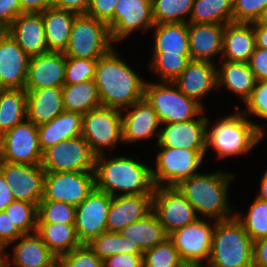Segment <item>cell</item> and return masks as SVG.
Wrapping results in <instances>:
<instances>
[{"label": "cell", "mask_w": 267, "mask_h": 267, "mask_svg": "<svg viewBox=\"0 0 267 267\" xmlns=\"http://www.w3.org/2000/svg\"><path fill=\"white\" fill-rule=\"evenodd\" d=\"M37 211L38 207L30 202L23 200H14L6 208L5 212L13 224L23 234H31L37 229Z\"/></svg>", "instance_id": "cell-44"}, {"label": "cell", "mask_w": 267, "mask_h": 267, "mask_svg": "<svg viewBox=\"0 0 267 267\" xmlns=\"http://www.w3.org/2000/svg\"><path fill=\"white\" fill-rule=\"evenodd\" d=\"M0 147L3 162L41 165L38 126L27 118L0 136Z\"/></svg>", "instance_id": "cell-11"}, {"label": "cell", "mask_w": 267, "mask_h": 267, "mask_svg": "<svg viewBox=\"0 0 267 267\" xmlns=\"http://www.w3.org/2000/svg\"><path fill=\"white\" fill-rule=\"evenodd\" d=\"M235 217L254 241L267 237V201L256 197L246 215L235 213Z\"/></svg>", "instance_id": "cell-41"}, {"label": "cell", "mask_w": 267, "mask_h": 267, "mask_svg": "<svg viewBox=\"0 0 267 267\" xmlns=\"http://www.w3.org/2000/svg\"><path fill=\"white\" fill-rule=\"evenodd\" d=\"M256 37V47L267 49V27L253 23Z\"/></svg>", "instance_id": "cell-58"}, {"label": "cell", "mask_w": 267, "mask_h": 267, "mask_svg": "<svg viewBox=\"0 0 267 267\" xmlns=\"http://www.w3.org/2000/svg\"><path fill=\"white\" fill-rule=\"evenodd\" d=\"M153 212L167 235L200 218L194 207L176 186L155 187Z\"/></svg>", "instance_id": "cell-12"}, {"label": "cell", "mask_w": 267, "mask_h": 267, "mask_svg": "<svg viewBox=\"0 0 267 267\" xmlns=\"http://www.w3.org/2000/svg\"><path fill=\"white\" fill-rule=\"evenodd\" d=\"M24 13L19 0H0V22L8 29L13 21Z\"/></svg>", "instance_id": "cell-53"}, {"label": "cell", "mask_w": 267, "mask_h": 267, "mask_svg": "<svg viewBox=\"0 0 267 267\" xmlns=\"http://www.w3.org/2000/svg\"><path fill=\"white\" fill-rule=\"evenodd\" d=\"M246 109L242 113L247 117L254 114L258 118L267 119V80L256 81L250 98L245 102Z\"/></svg>", "instance_id": "cell-48"}, {"label": "cell", "mask_w": 267, "mask_h": 267, "mask_svg": "<svg viewBox=\"0 0 267 267\" xmlns=\"http://www.w3.org/2000/svg\"><path fill=\"white\" fill-rule=\"evenodd\" d=\"M36 233L58 258L82 245L77 237L75 224L37 223Z\"/></svg>", "instance_id": "cell-34"}, {"label": "cell", "mask_w": 267, "mask_h": 267, "mask_svg": "<svg viewBox=\"0 0 267 267\" xmlns=\"http://www.w3.org/2000/svg\"><path fill=\"white\" fill-rule=\"evenodd\" d=\"M106 158L105 154L95 158V188L110 196L154 193L151 167L123 156Z\"/></svg>", "instance_id": "cell-2"}, {"label": "cell", "mask_w": 267, "mask_h": 267, "mask_svg": "<svg viewBox=\"0 0 267 267\" xmlns=\"http://www.w3.org/2000/svg\"><path fill=\"white\" fill-rule=\"evenodd\" d=\"M153 211V194L112 196L107 215V231L119 232Z\"/></svg>", "instance_id": "cell-21"}, {"label": "cell", "mask_w": 267, "mask_h": 267, "mask_svg": "<svg viewBox=\"0 0 267 267\" xmlns=\"http://www.w3.org/2000/svg\"><path fill=\"white\" fill-rule=\"evenodd\" d=\"M144 98L155 110L161 124L186 122L198 117L204 110V106L187 97L171 81H146Z\"/></svg>", "instance_id": "cell-6"}, {"label": "cell", "mask_w": 267, "mask_h": 267, "mask_svg": "<svg viewBox=\"0 0 267 267\" xmlns=\"http://www.w3.org/2000/svg\"><path fill=\"white\" fill-rule=\"evenodd\" d=\"M112 43L107 23L87 14H77L63 53L66 57L99 59L113 48Z\"/></svg>", "instance_id": "cell-7"}, {"label": "cell", "mask_w": 267, "mask_h": 267, "mask_svg": "<svg viewBox=\"0 0 267 267\" xmlns=\"http://www.w3.org/2000/svg\"><path fill=\"white\" fill-rule=\"evenodd\" d=\"M151 2L155 24L188 23L194 0H151Z\"/></svg>", "instance_id": "cell-39"}, {"label": "cell", "mask_w": 267, "mask_h": 267, "mask_svg": "<svg viewBox=\"0 0 267 267\" xmlns=\"http://www.w3.org/2000/svg\"><path fill=\"white\" fill-rule=\"evenodd\" d=\"M209 119L198 116L186 122L164 123L159 129L156 146L188 149L206 150V130Z\"/></svg>", "instance_id": "cell-17"}, {"label": "cell", "mask_w": 267, "mask_h": 267, "mask_svg": "<svg viewBox=\"0 0 267 267\" xmlns=\"http://www.w3.org/2000/svg\"><path fill=\"white\" fill-rule=\"evenodd\" d=\"M98 59L66 57L64 85L94 80Z\"/></svg>", "instance_id": "cell-45"}, {"label": "cell", "mask_w": 267, "mask_h": 267, "mask_svg": "<svg viewBox=\"0 0 267 267\" xmlns=\"http://www.w3.org/2000/svg\"><path fill=\"white\" fill-rule=\"evenodd\" d=\"M256 48L253 23L225 24L221 58L232 62L248 63Z\"/></svg>", "instance_id": "cell-27"}, {"label": "cell", "mask_w": 267, "mask_h": 267, "mask_svg": "<svg viewBox=\"0 0 267 267\" xmlns=\"http://www.w3.org/2000/svg\"><path fill=\"white\" fill-rule=\"evenodd\" d=\"M267 7V0H233V22L254 23Z\"/></svg>", "instance_id": "cell-47"}, {"label": "cell", "mask_w": 267, "mask_h": 267, "mask_svg": "<svg viewBox=\"0 0 267 267\" xmlns=\"http://www.w3.org/2000/svg\"><path fill=\"white\" fill-rule=\"evenodd\" d=\"M23 233L12 223L5 211H0V245L8 247Z\"/></svg>", "instance_id": "cell-50"}, {"label": "cell", "mask_w": 267, "mask_h": 267, "mask_svg": "<svg viewBox=\"0 0 267 267\" xmlns=\"http://www.w3.org/2000/svg\"><path fill=\"white\" fill-rule=\"evenodd\" d=\"M181 267H190V264L184 263Z\"/></svg>", "instance_id": "cell-64"}, {"label": "cell", "mask_w": 267, "mask_h": 267, "mask_svg": "<svg viewBox=\"0 0 267 267\" xmlns=\"http://www.w3.org/2000/svg\"><path fill=\"white\" fill-rule=\"evenodd\" d=\"M150 69L157 74L159 81H173L187 67L191 55H164V52H153ZM161 79V80H160Z\"/></svg>", "instance_id": "cell-40"}, {"label": "cell", "mask_w": 267, "mask_h": 267, "mask_svg": "<svg viewBox=\"0 0 267 267\" xmlns=\"http://www.w3.org/2000/svg\"><path fill=\"white\" fill-rule=\"evenodd\" d=\"M158 147L161 151L156 157V168L151 169L155 187L177 186L197 174L207 151Z\"/></svg>", "instance_id": "cell-9"}, {"label": "cell", "mask_w": 267, "mask_h": 267, "mask_svg": "<svg viewBox=\"0 0 267 267\" xmlns=\"http://www.w3.org/2000/svg\"><path fill=\"white\" fill-rule=\"evenodd\" d=\"M66 56L63 52L49 51L32 56L29 62L25 90L63 87Z\"/></svg>", "instance_id": "cell-20"}, {"label": "cell", "mask_w": 267, "mask_h": 267, "mask_svg": "<svg viewBox=\"0 0 267 267\" xmlns=\"http://www.w3.org/2000/svg\"><path fill=\"white\" fill-rule=\"evenodd\" d=\"M212 224L213 227L206 219L199 218L168 235L184 263L197 265L204 264L205 260L208 263L215 228V223Z\"/></svg>", "instance_id": "cell-13"}, {"label": "cell", "mask_w": 267, "mask_h": 267, "mask_svg": "<svg viewBox=\"0 0 267 267\" xmlns=\"http://www.w3.org/2000/svg\"><path fill=\"white\" fill-rule=\"evenodd\" d=\"M53 267H61V265L59 263H57L56 265H54Z\"/></svg>", "instance_id": "cell-65"}, {"label": "cell", "mask_w": 267, "mask_h": 267, "mask_svg": "<svg viewBox=\"0 0 267 267\" xmlns=\"http://www.w3.org/2000/svg\"><path fill=\"white\" fill-rule=\"evenodd\" d=\"M104 267H143V255L117 253L104 260Z\"/></svg>", "instance_id": "cell-52"}, {"label": "cell", "mask_w": 267, "mask_h": 267, "mask_svg": "<svg viewBox=\"0 0 267 267\" xmlns=\"http://www.w3.org/2000/svg\"><path fill=\"white\" fill-rule=\"evenodd\" d=\"M0 172L12 188L15 200H23L37 207L43 198L45 171L41 165L0 162Z\"/></svg>", "instance_id": "cell-16"}, {"label": "cell", "mask_w": 267, "mask_h": 267, "mask_svg": "<svg viewBox=\"0 0 267 267\" xmlns=\"http://www.w3.org/2000/svg\"><path fill=\"white\" fill-rule=\"evenodd\" d=\"M183 264L169 238L143 253V267H181Z\"/></svg>", "instance_id": "cell-42"}, {"label": "cell", "mask_w": 267, "mask_h": 267, "mask_svg": "<svg viewBox=\"0 0 267 267\" xmlns=\"http://www.w3.org/2000/svg\"><path fill=\"white\" fill-rule=\"evenodd\" d=\"M24 13H41L52 7V0H19Z\"/></svg>", "instance_id": "cell-56"}, {"label": "cell", "mask_w": 267, "mask_h": 267, "mask_svg": "<svg viewBox=\"0 0 267 267\" xmlns=\"http://www.w3.org/2000/svg\"><path fill=\"white\" fill-rule=\"evenodd\" d=\"M233 22V0H194L188 23Z\"/></svg>", "instance_id": "cell-37"}, {"label": "cell", "mask_w": 267, "mask_h": 267, "mask_svg": "<svg viewBox=\"0 0 267 267\" xmlns=\"http://www.w3.org/2000/svg\"><path fill=\"white\" fill-rule=\"evenodd\" d=\"M254 240L236 217L215 221L208 267H253Z\"/></svg>", "instance_id": "cell-5"}, {"label": "cell", "mask_w": 267, "mask_h": 267, "mask_svg": "<svg viewBox=\"0 0 267 267\" xmlns=\"http://www.w3.org/2000/svg\"><path fill=\"white\" fill-rule=\"evenodd\" d=\"M248 64L257 81L267 80V49L256 47Z\"/></svg>", "instance_id": "cell-51"}, {"label": "cell", "mask_w": 267, "mask_h": 267, "mask_svg": "<svg viewBox=\"0 0 267 267\" xmlns=\"http://www.w3.org/2000/svg\"><path fill=\"white\" fill-rule=\"evenodd\" d=\"M62 95L65 111L84 115L91 109L102 106L94 80L64 85Z\"/></svg>", "instance_id": "cell-36"}, {"label": "cell", "mask_w": 267, "mask_h": 267, "mask_svg": "<svg viewBox=\"0 0 267 267\" xmlns=\"http://www.w3.org/2000/svg\"><path fill=\"white\" fill-rule=\"evenodd\" d=\"M115 50L97 60L94 82L102 106L123 110L144 98L146 81Z\"/></svg>", "instance_id": "cell-1"}, {"label": "cell", "mask_w": 267, "mask_h": 267, "mask_svg": "<svg viewBox=\"0 0 267 267\" xmlns=\"http://www.w3.org/2000/svg\"><path fill=\"white\" fill-rule=\"evenodd\" d=\"M154 25L151 0H118L109 30L112 41L118 42L133 31L142 29L143 32Z\"/></svg>", "instance_id": "cell-18"}, {"label": "cell", "mask_w": 267, "mask_h": 267, "mask_svg": "<svg viewBox=\"0 0 267 267\" xmlns=\"http://www.w3.org/2000/svg\"><path fill=\"white\" fill-rule=\"evenodd\" d=\"M118 0H90L86 14L108 24L114 21V11Z\"/></svg>", "instance_id": "cell-49"}, {"label": "cell", "mask_w": 267, "mask_h": 267, "mask_svg": "<svg viewBox=\"0 0 267 267\" xmlns=\"http://www.w3.org/2000/svg\"><path fill=\"white\" fill-rule=\"evenodd\" d=\"M77 13L48 8L42 12L46 42L49 51L64 52L68 46L71 27Z\"/></svg>", "instance_id": "cell-31"}, {"label": "cell", "mask_w": 267, "mask_h": 267, "mask_svg": "<svg viewBox=\"0 0 267 267\" xmlns=\"http://www.w3.org/2000/svg\"><path fill=\"white\" fill-rule=\"evenodd\" d=\"M112 196L94 188L87 198L76 206L75 230L81 244L107 231V215Z\"/></svg>", "instance_id": "cell-15"}, {"label": "cell", "mask_w": 267, "mask_h": 267, "mask_svg": "<svg viewBox=\"0 0 267 267\" xmlns=\"http://www.w3.org/2000/svg\"><path fill=\"white\" fill-rule=\"evenodd\" d=\"M27 91V119L35 125L53 120L65 111L62 87L41 88Z\"/></svg>", "instance_id": "cell-28"}, {"label": "cell", "mask_w": 267, "mask_h": 267, "mask_svg": "<svg viewBox=\"0 0 267 267\" xmlns=\"http://www.w3.org/2000/svg\"><path fill=\"white\" fill-rule=\"evenodd\" d=\"M258 25L267 27V7L263 10L261 16L259 19L256 21Z\"/></svg>", "instance_id": "cell-60"}, {"label": "cell", "mask_w": 267, "mask_h": 267, "mask_svg": "<svg viewBox=\"0 0 267 267\" xmlns=\"http://www.w3.org/2000/svg\"><path fill=\"white\" fill-rule=\"evenodd\" d=\"M95 158L87 141L79 135L44 150L41 167L45 172H94Z\"/></svg>", "instance_id": "cell-10"}, {"label": "cell", "mask_w": 267, "mask_h": 267, "mask_svg": "<svg viewBox=\"0 0 267 267\" xmlns=\"http://www.w3.org/2000/svg\"><path fill=\"white\" fill-rule=\"evenodd\" d=\"M89 248L102 260L117 253L143 255L137 244H133L120 232H103L87 243Z\"/></svg>", "instance_id": "cell-38"}, {"label": "cell", "mask_w": 267, "mask_h": 267, "mask_svg": "<svg viewBox=\"0 0 267 267\" xmlns=\"http://www.w3.org/2000/svg\"><path fill=\"white\" fill-rule=\"evenodd\" d=\"M81 135L95 156L115 149L118 141L123 142L122 111L106 106L91 109L83 115Z\"/></svg>", "instance_id": "cell-8"}, {"label": "cell", "mask_w": 267, "mask_h": 267, "mask_svg": "<svg viewBox=\"0 0 267 267\" xmlns=\"http://www.w3.org/2000/svg\"><path fill=\"white\" fill-rule=\"evenodd\" d=\"M128 109L129 107L121 110L123 111L122 131L124 143H135L141 139H151L155 132L159 135L160 120L153 107L145 98L135 102Z\"/></svg>", "instance_id": "cell-22"}, {"label": "cell", "mask_w": 267, "mask_h": 267, "mask_svg": "<svg viewBox=\"0 0 267 267\" xmlns=\"http://www.w3.org/2000/svg\"><path fill=\"white\" fill-rule=\"evenodd\" d=\"M224 30V24L188 23L191 58L213 63V57L222 54Z\"/></svg>", "instance_id": "cell-26"}, {"label": "cell", "mask_w": 267, "mask_h": 267, "mask_svg": "<svg viewBox=\"0 0 267 267\" xmlns=\"http://www.w3.org/2000/svg\"><path fill=\"white\" fill-rule=\"evenodd\" d=\"M94 188V172H45L42 200L77 206Z\"/></svg>", "instance_id": "cell-14"}, {"label": "cell", "mask_w": 267, "mask_h": 267, "mask_svg": "<svg viewBox=\"0 0 267 267\" xmlns=\"http://www.w3.org/2000/svg\"><path fill=\"white\" fill-rule=\"evenodd\" d=\"M61 267H104V260L96 255L87 244L61 255L58 258Z\"/></svg>", "instance_id": "cell-46"}, {"label": "cell", "mask_w": 267, "mask_h": 267, "mask_svg": "<svg viewBox=\"0 0 267 267\" xmlns=\"http://www.w3.org/2000/svg\"><path fill=\"white\" fill-rule=\"evenodd\" d=\"M16 241L11 243H16L13 245V263L10 264L11 258L6 254V267H53L58 263V257L36 232L23 234Z\"/></svg>", "instance_id": "cell-25"}, {"label": "cell", "mask_w": 267, "mask_h": 267, "mask_svg": "<svg viewBox=\"0 0 267 267\" xmlns=\"http://www.w3.org/2000/svg\"><path fill=\"white\" fill-rule=\"evenodd\" d=\"M172 82L187 97L195 99L203 106L200 99L217 88L216 64L191 59L187 67Z\"/></svg>", "instance_id": "cell-23"}, {"label": "cell", "mask_w": 267, "mask_h": 267, "mask_svg": "<svg viewBox=\"0 0 267 267\" xmlns=\"http://www.w3.org/2000/svg\"><path fill=\"white\" fill-rule=\"evenodd\" d=\"M7 33V28L0 22V38Z\"/></svg>", "instance_id": "cell-62"}, {"label": "cell", "mask_w": 267, "mask_h": 267, "mask_svg": "<svg viewBox=\"0 0 267 267\" xmlns=\"http://www.w3.org/2000/svg\"><path fill=\"white\" fill-rule=\"evenodd\" d=\"M190 267H204L203 264H190ZM205 267H208L207 265Z\"/></svg>", "instance_id": "cell-63"}, {"label": "cell", "mask_w": 267, "mask_h": 267, "mask_svg": "<svg viewBox=\"0 0 267 267\" xmlns=\"http://www.w3.org/2000/svg\"><path fill=\"white\" fill-rule=\"evenodd\" d=\"M254 72L248 63L224 60L217 68V87L224 85L232 93L240 96L245 103L256 84Z\"/></svg>", "instance_id": "cell-30"}, {"label": "cell", "mask_w": 267, "mask_h": 267, "mask_svg": "<svg viewBox=\"0 0 267 267\" xmlns=\"http://www.w3.org/2000/svg\"><path fill=\"white\" fill-rule=\"evenodd\" d=\"M89 3L90 0H52V7L77 14H86Z\"/></svg>", "instance_id": "cell-54"}, {"label": "cell", "mask_w": 267, "mask_h": 267, "mask_svg": "<svg viewBox=\"0 0 267 267\" xmlns=\"http://www.w3.org/2000/svg\"><path fill=\"white\" fill-rule=\"evenodd\" d=\"M232 178L234 174L223 173V171L207 174L200 172L181 181L176 187L194 207L197 214H200L199 217H211L215 222L235 217L229 207V196H227Z\"/></svg>", "instance_id": "cell-3"}, {"label": "cell", "mask_w": 267, "mask_h": 267, "mask_svg": "<svg viewBox=\"0 0 267 267\" xmlns=\"http://www.w3.org/2000/svg\"><path fill=\"white\" fill-rule=\"evenodd\" d=\"M83 115L63 111L50 122L38 125L39 145L42 150L81 135Z\"/></svg>", "instance_id": "cell-29"}, {"label": "cell", "mask_w": 267, "mask_h": 267, "mask_svg": "<svg viewBox=\"0 0 267 267\" xmlns=\"http://www.w3.org/2000/svg\"><path fill=\"white\" fill-rule=\"evenodd\" d=\"M5 247L0 245V267H6V255L4 254Z\"/></svg>", "instance_id": "cell-61"}, {"label": "cell", "mask_w": 267, "mask_h": 267, "mask_svg": "<svg viewBox=\"0 0 267 267\" xmlns=\"http://www.w3.org/2000/svg\"><path fill=\"white\" fill-rule=\"evenodd\" d=\"M7 33L30 57L49 52L41 13H22L7 29Z\"/></svg>", "instance_id": "cell-24"}, {"label": "cell", "mask_w": 267, "mask_h": 267, "mask_svg": "<svg viewBox=\"0 0 267 267\" xmlns=\"http://www.w3.org/2000/svg\"><path fill=\"white\" fill-rule=\"evenodd\" d=\"M119 232L131 243L137 244L143 253L168 238L164 227L153 211Z\"/></svg>", "instance_id": "cell-33"}, {"label": "cell", "mask_w": 267, "mask_h": 267, "mask_svg": "<svg viewBox=\"0 0 267 267\" xmlns=\"http://www.w3.org/2000/svg\"><path fill=\"white\" fill-rule=\"evenodd\" d=\"M257 198L263 201H267V170L262 176V180L260 184V191H259V194L257 195Z\"/></svg>", "instance_id": "cell-59"}, {"label": "cell", "mask_w": 267, "mask_h": 267, "mask_svg": "<svg viewBox=\"0 0 267 267\" xmlns=\"http://www.w3.org/2000/svg\"><path fill=\"white\" fill-rule=\"evenodd\" d=\"M230 114L217 119L210 130H206V150L212 147L218 158L248 153L265 135L262 126L254 123L243 113Z\"/></svg>", "instance_id": "cell-4"}, {"label": "cell", "mask_w": 267, "mask_h": 267, "mask_svg": "<svg viewBox=\"0 0 267 267\" xmlns=\"http://www.w3.org/2000/svg\"><path fill=\"white\" fill-rule=\"evenodd\" d=\"M253 267H267V237L254 241Z\"/></svg>", "instance_id": "cell-55"}, {"label": "cell", "mask_w": 267, "mask_h": 267, "mask_svg": "<svg viewBox=\"0 0 267 267\" xmlns=\"http://www.w3.org/2000/svg\"><path fill=\"white\" fill-rule=\"evenodd\" d=\"M151 29H155L153 52H164V55H191L188 23H158Z\"/></svg>", "instance_id": "cell-32"}, {"label": "cell", "mask_w": 267, "mask_h": 267, "mask_svg": "<svg viewBox=\"0 0 267 267\" xmlns=\"http://www.w3.org/2000/svg\"><path fill=\"white\" fill-rule=\"evenodd\" d=\"M27 118V91L0 89V136Z\"/></svg>", "instance_id": "cell-35"}, {"label": "cell", "mask_w": 267, "mask_h": 267, "mask_svg": "<svg viewBox=\"0 0 267 267\" xmlns=\"http://www.w3.org/2000/svg\"><path fill=\"white\" fill-rule=\"evenodd\" d=\"M76 206L62 201L41 200L37 223L75 224Z\"/></svg>", "instance_id": "cell-43"}, {"label": "cell", "mask_w": 267, "mask_h": 267, "mask_svg": "<svg viewBox=\"0 0 267 267\" xmlns=\"http://www.w3.org/2000/svg\"><path fill=\"white\" fill-rule=\"evenodd\" d=\"M30 58L8 33L0 38V89H25Z\"/></svg>", "instance_id": "cell-19"}, {"label": "cell", "mask_w": 267, "mask_h": 267, "mask_svg": "<svg viewBox=\"0 0 267 267\" xmlns=\"http://www.w3.org/2000/svg\"><path fill=\"white\" fill-rule=\"evenodd\" d=\"M14 200L12 188L8 186L3 174L0 172V211H5V208Z\"/></svg>", "instance_id": "cell-57"}]
</instances>
